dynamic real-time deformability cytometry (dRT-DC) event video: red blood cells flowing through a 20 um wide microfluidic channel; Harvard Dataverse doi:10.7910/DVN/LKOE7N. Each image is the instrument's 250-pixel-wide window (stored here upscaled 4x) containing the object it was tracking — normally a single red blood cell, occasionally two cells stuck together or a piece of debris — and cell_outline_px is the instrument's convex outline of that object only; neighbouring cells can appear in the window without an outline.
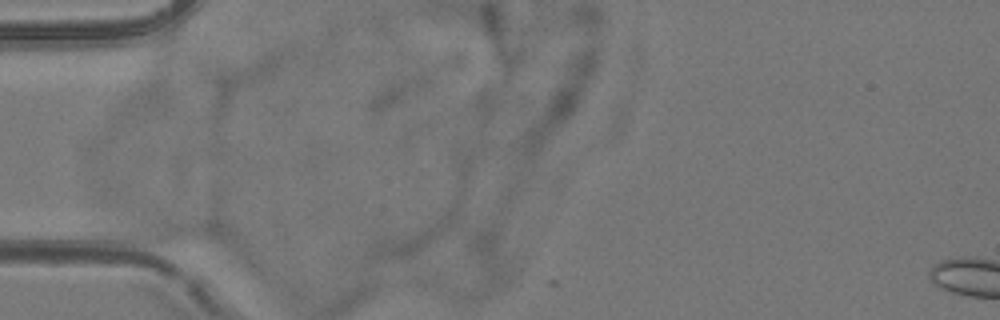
{"species": "common noctule bat (a hibernating species)", "species_latin": "Nyctalus noctula", "temperature_condition": "room temperature", "stored_images_in_passage": 2, "camera_frame_rate_fps": 3000, "um_per_image_px": 0.085, "animal": {"sex": "female", "body_mass_g": 24.6, "forearm_length_mm": 56.2}, "frame": {"image": 1, "passage_image": 1, "time_ms": 0.0, "image_size_px": [1000, 320], "cell_outline_px": [[224, 236], [220, 240], [168, 244], [108, 232], [108, 216], [112, 212], [140, 208], [216, 220]], "centroid_in_image_um": [13.89, 19.26], "position_along_channel_um": 71.1, "area_um2": 21.62}}